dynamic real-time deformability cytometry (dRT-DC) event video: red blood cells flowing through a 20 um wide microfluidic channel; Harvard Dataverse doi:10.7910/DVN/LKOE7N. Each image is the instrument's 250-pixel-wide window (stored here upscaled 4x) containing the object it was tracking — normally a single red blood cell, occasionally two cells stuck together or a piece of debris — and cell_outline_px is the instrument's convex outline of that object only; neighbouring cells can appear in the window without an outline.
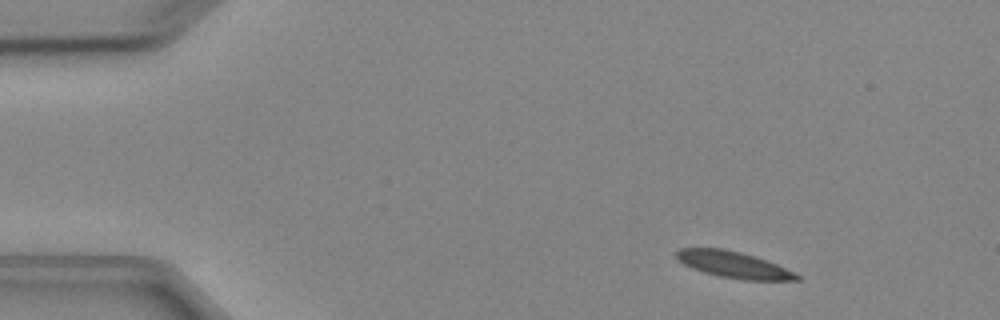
{"species": "Egyptian fruit bat (a non-hibernating species)", "species_latin": "Rousettus aegyptiacus", "temperature_condition": "cold", "stored_images_in_passage": 4, "camera_frame_rate_fps": 3000, "um_per_image_px": 0.085, "animal": {"sex": "female"}, "frame": {"image": 1, "passage_image": 1, "time_ms": 0.0, "image_size_px": [1000, 320], "cell_outline_px": [[800, 280], [744, 280], [720, 276], [704, 272], [692, 268], [684, 264], [676, 256], [676, 252], [680, 248], [724, 248], [756, 256], [796, 272], [800, 276]], "centroid_in_image_um": [62.39, 22.49], "position_along_channel_um": 22.6, "area_um2": 18.44}}
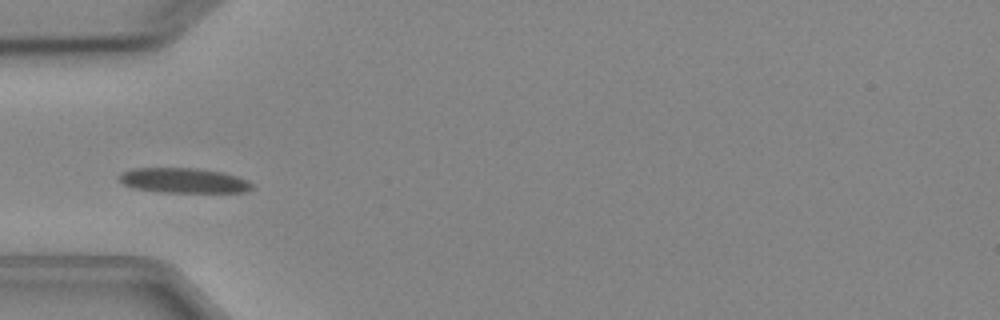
{"frame": {"image": 2, "passage_image": 4, "time_ms": 3.333, "image_size_px": [1000, 320], "cell_outline_px": [[252, 188], [244, 192], [160, 192], [132, 188], [116, 180], [116, 176], [120, 172], [132, 168], [196, 168], [224, 172], [248, 180], [252, 184]], "centroid_in_image_um": [15.53, 15.33], "position_along_channel_um": 69.5, "area_um2": 19.59}}